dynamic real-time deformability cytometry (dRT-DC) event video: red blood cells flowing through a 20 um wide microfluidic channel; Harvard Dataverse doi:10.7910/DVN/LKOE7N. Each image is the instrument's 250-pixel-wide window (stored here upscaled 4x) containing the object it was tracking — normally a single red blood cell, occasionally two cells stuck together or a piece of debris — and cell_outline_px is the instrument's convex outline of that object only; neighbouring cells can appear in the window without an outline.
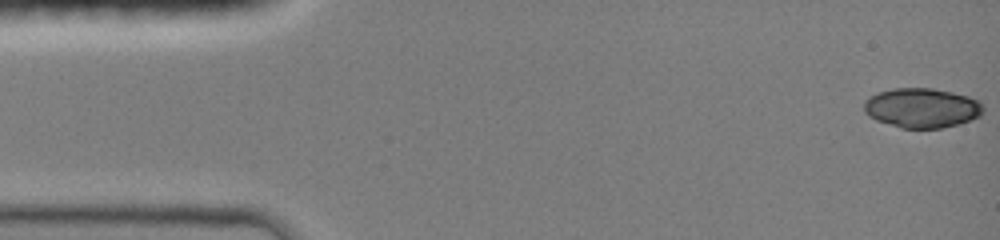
{"species": "common noctule bat (a hibernating species)", "species_latin": "Nyctalus noctula", "temperature_condition": "room temperature", "stored_images_in_passage": 12, "camera_frame_rate_fps": 3000, "um_per_image_px": 0.085, "animal": {"sex": "female", "body_mass_g": 19.0, "forearm_length_mm": 51.5}, "frame": {"image": 1, "passage_image": 1, "time_ms": 0.0, "image_size_px": [1000, 240], "cell_outline_px": [[984, 112], [980, 116], [956, 124], [940, 128], [900, 128], [876, 120], [868, 116], [864, 112], [864, 100], [880, 92], [892, 88], [932, 88], [952, 92], [968, 96], [980, 100], [984, 108]], "centroid_in_image_um": [78.36, 9.17], "position_along_channel_um": 6.6, "area_um2": 27.57}}
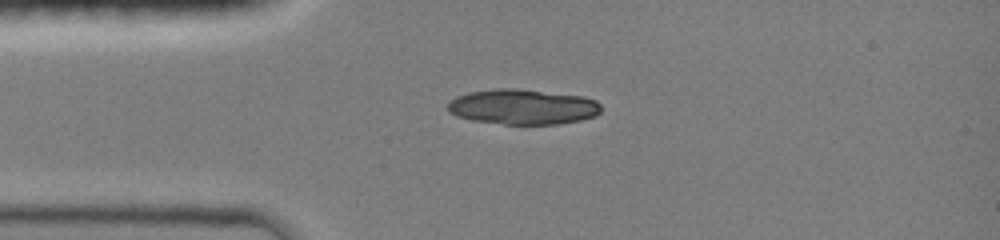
{"frame": {"image": 2, "passage_image": 10, "time_ms": 3.333, "image_size_px": [1000, 240], "cell_outline_px": [[600, 112], [596, 116], [580, 120], [556, 124], [504, 124], [472, 120], [456, 116], [448, 112], [448, 104], [456, 96], [468, 92], [496, 88], [516, 88], [584, 96], [596, 100], [600, 104]], "centroid_in_image_um": [44.43, 9.07], "position_along_channel_um": 40.6, "area_um2": 31.62}}